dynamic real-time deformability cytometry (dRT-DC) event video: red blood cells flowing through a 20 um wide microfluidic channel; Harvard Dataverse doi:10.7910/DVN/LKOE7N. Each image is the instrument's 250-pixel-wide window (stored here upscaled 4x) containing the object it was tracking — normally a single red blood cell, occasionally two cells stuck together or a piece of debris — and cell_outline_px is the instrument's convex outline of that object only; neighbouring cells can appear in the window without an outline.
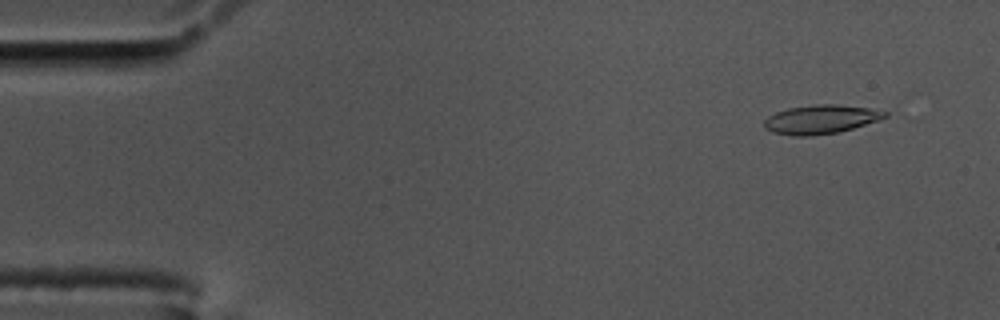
{"species": "common noctule bat (a hibernating species)", "species_latin": "Nyctalus noctula", "temperature_condition": "cold", "stored_images_in_passage": 55, "camera_frame_rate_fps": 3000, "um_per_image_px": 0.085, "animal": {"sex": "male", "body_mass_g": 17.5, "forearm_length_mm": 52.3}, "frame": {"image": 1, "passage_image": 3, "time_ms": 0.667, "image_size_px": [1000, 320], "cell_outline_px": [[888, 116], [880, 120], [840, 132], [812, 136], [792, 136], [772, 132], [764, 128], [764, 120], [768, 116], [776, 112], [788, 108], [816, 104], [840, 104], [868, 108], [888, 112]], "centroid_in_image_um": [69.77, 10.15], "position_along_channel_um": 15.2, "area_um2": 20.52}}
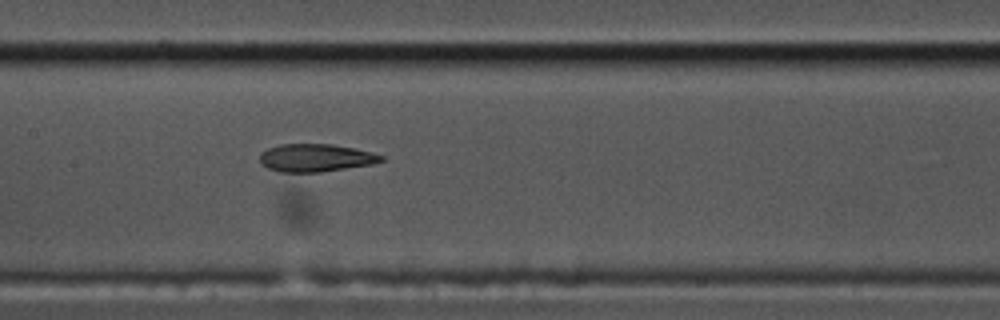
{"frame": {"image": 2, "passage_image": 26, "time_ms": 8.333, "image_size_px": [1000, 320], "cell_outline_px": [[384, 160], [372, 164], [320, 172], [280, 172], [268, 168], [260, 164], [260, 152], [268, 148], [280, 144], [332, 144], [356, 148], [372, 152], [384, 156]], "centroid_in_image_um": [26.82, 13.41], "position_along_channel_um": 180.6, "area_um2": 19.77}}
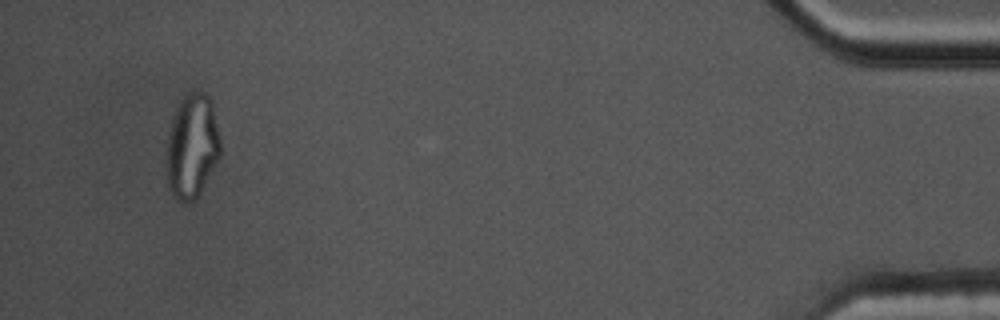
{"frame": {"image": 3, "passage_image": 53, "time_ms": 17.333, "image_size_px": [1000, 320], "cell_outline_px": [[224, 152], [196, 196], [188, 204], [184, 204], [168, 188], [168, 136], [172, 120], [180, 100], [188, 92], [196, 88], [204, 92], [212, 100]], "centroid_in_image_um": [16.39, 12.35], "position_along_channel_um": 418.8, "area_um2": 32.83}, "authors_computed_cell_mechanics": {"area_um2": 20.5768, "velocity_mm_per_s": 3.4901, "shape_relaxation_time_tau1_ms": null, "shape_relaxation_time_tau2_ms": 2.6518, "deformation_change_tau1": null, "deformation_change_tau2": 0.0996}}